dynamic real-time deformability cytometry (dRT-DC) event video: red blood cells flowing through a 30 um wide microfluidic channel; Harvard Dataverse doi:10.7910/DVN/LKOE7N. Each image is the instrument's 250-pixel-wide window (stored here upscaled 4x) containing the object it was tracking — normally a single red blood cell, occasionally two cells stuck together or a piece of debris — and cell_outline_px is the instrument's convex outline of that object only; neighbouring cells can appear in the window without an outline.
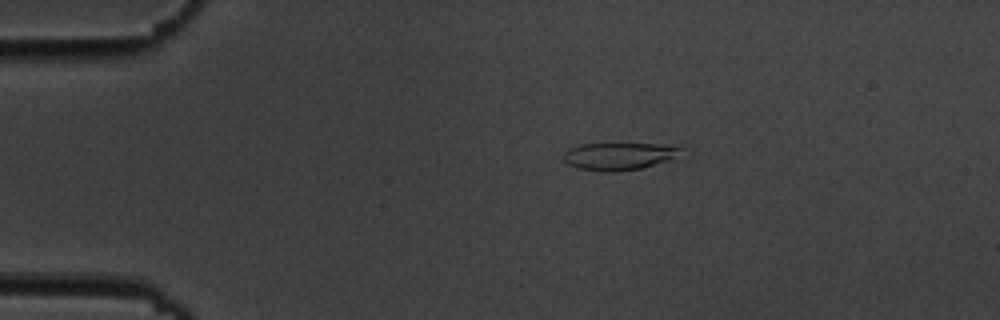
{"species": "common noctule bat (a hibernating species)", "species_latin": "Nyctalus noctula", "temperature_condition": "cold", "stored_images_in_passage": 6, "camera_frame_rate_fps": 3000, "um_per_image_px": 0.085, "animal": {"sex": "male", "body_mass_g": 19.5, "forearm_length_mm": 54.6}, "frame": {"image": 1, "passage_image": 1, "time_ms": 0.0, "image_size_px": [1000, 320], "cell_outline_px": [[684, 148], [672, 160], [640, 168], [604, 172], [580, 168], [568, 164], [560, 156], [568, 148], [580, 144], [664, 144]], "centroid_in_image_um": [52.59, 13.26], "position_along_channel_um": 32.4, "area_um2": 18.67}}
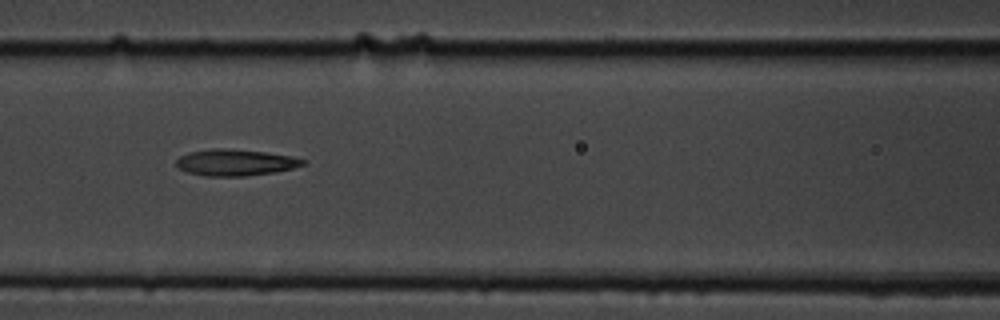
{"frame": {"image": 2, "passage_image": 5, "time_ms": 4.667, "image_size_px": [1000, 320], "cell_outline_px": [[308, 160], [304, 164], [292, 168], [276, 172], [244, 176], [204, 176], [188, 172], [180, 168], [176, 164], [176, 160], [180, 156], [188, 152], [212, 148], [224, 148], [264, 152], [292, 156]], "centroid_in_image_um": [20.01, 13.81], "position_along_channel_um": 146.6, "area_um2": 19.48}}
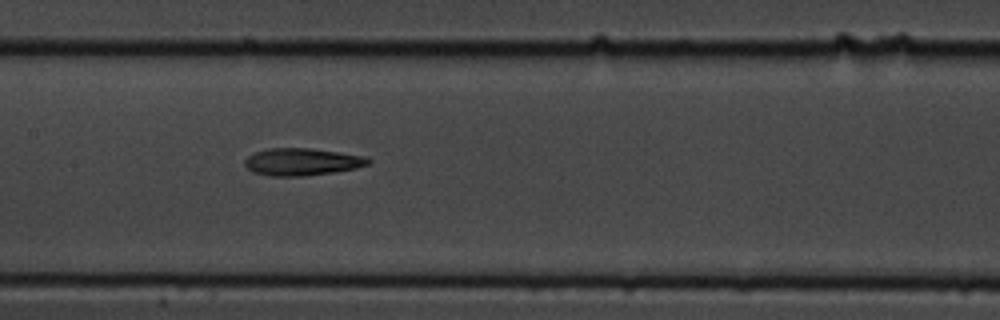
{"frame": {"image": 3, "passage_image": 6, "time_ms": 5.667, "image_size_px": [1000, 320], "cell_outline_px": [[372, 160], [368, 164], [356, 168], [332, 172], [304, 176], [268, 176], [252, 172], [244, 164], [244, 160], [248, 156], [256, 152], [268, 148], [308, 148], [364, 156]], "centroid_in_image_um": [25.63, 13.76], "position_along_channel_um": 181.8, "area_um2": 19.48}}